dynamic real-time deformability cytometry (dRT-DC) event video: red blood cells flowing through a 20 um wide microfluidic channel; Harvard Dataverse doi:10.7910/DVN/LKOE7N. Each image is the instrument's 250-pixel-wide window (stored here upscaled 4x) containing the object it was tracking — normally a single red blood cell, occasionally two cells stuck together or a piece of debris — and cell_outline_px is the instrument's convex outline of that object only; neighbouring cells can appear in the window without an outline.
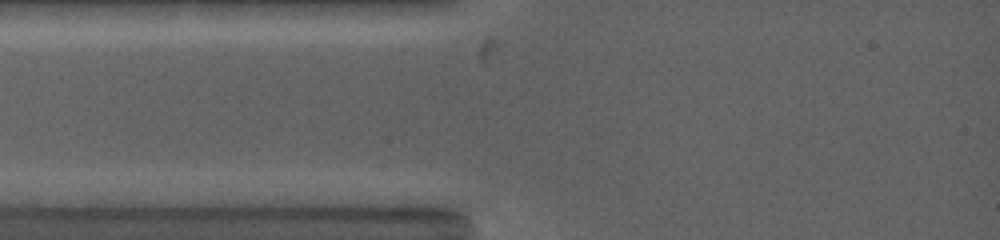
{"species": "common noctule bat (a hibernating species)", "species_latin": "Nyctalus noctula", "temperature_condition": "warm", "stored_images_in_passage": 2, "camera_frame_rate_fps": 5000, "um_per_image_px": 0.085, "animal": {"sex": "female", "body_mass_g": 19.0, "forearm_length_mm": 53.3}, "frame": {"image": 1, "passage_image": 1, "time_ms": 0.0, "image_size_px": [1000, 240], "cell_outline_px": [[428, 168], [332, 168], [284, 164], [284, 160], [308, 156], [376, 156], [428, 160]], "centroid_in_image_um": [30.42, 13.79], "position_along_channel_um": 54.6, "area_um2": 10.69}}